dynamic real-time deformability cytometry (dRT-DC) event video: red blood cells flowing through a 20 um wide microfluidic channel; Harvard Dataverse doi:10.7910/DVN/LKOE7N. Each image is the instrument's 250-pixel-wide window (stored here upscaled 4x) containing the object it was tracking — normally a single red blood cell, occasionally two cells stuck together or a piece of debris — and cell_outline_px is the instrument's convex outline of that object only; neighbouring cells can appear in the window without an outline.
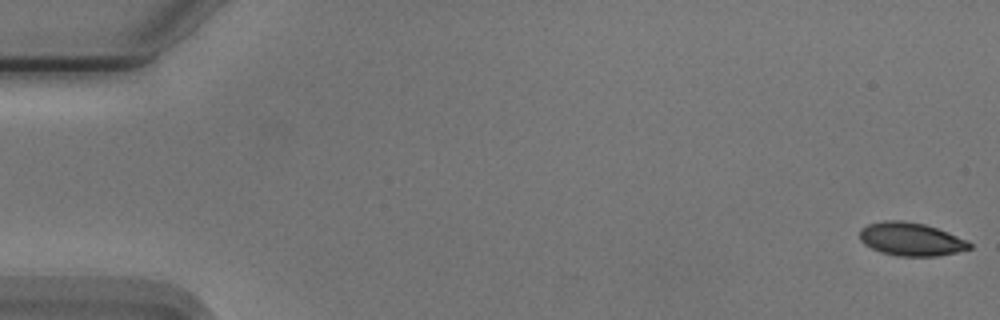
{"species": "Egyptian fruit bat (a non-hibernating species)", "species_latin": "Rousettus aegyptiacus", "temperature_condition": "cold", "stored_images_in_passage": 55, "camera_frame_rate_fps": 3000, "um_per_image_px": 0.085, "animal": {"sex": "male"}, "frame": {"image": 1, "passage_image": 1, "time_ms": 0.0, "image_size_px": [1000, 320], "cell_outline_px": [[972, 248], [956, 252], [936, 256], [896, 256], [880, 252], [864, 244], [860, 240], [860, 228], [868, 224], [884, 220], [904, 220], [924, 224], [948, 232], [968, 240], [972, 244]], "centroid_in_image_um": [77.43, 20.32], "position_along_channel_um": 7.6, "area_um2": 21.39}}
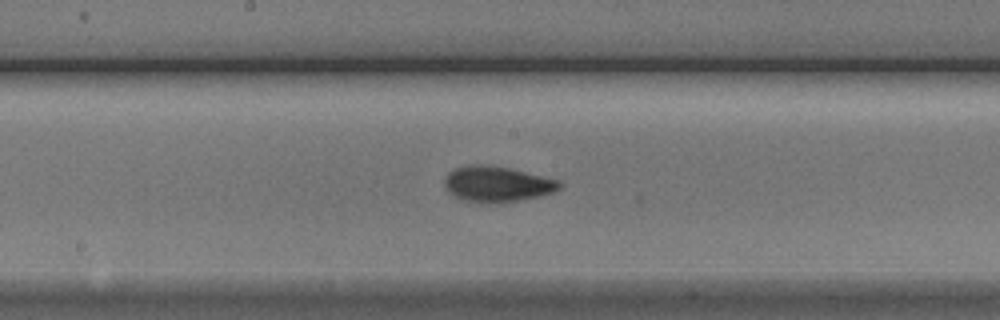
{"frame": {"image": 2, "passage_image": 29, "time_ms": 9.333, "image_size_px": [1000, 320], "cell_outline_px": [[560, 188], [552, 192], [540, 196], [516, 200], [488, 204], [480, 204], [460, 200], [448, 192], [444, 188], [444, 180], [448, 172], [456, 168], [468, 164], [488, 164], [508, 168], [560, 180]], "centroid_in_image_um": [42.17, 15.65], "position_along_channel_um": 206.0, "area_um2": 24.1}}
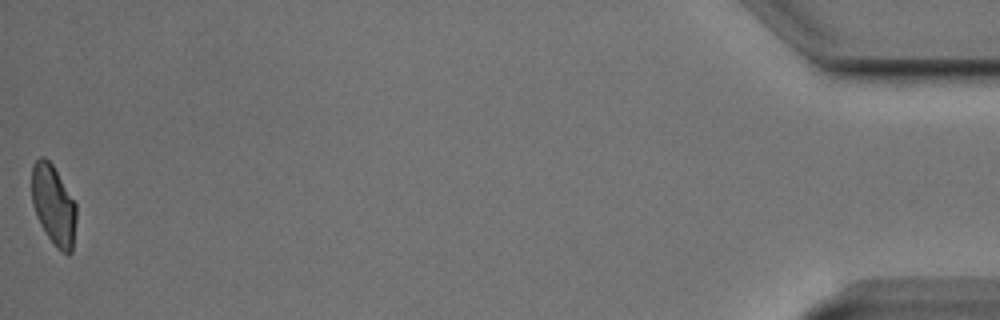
{"frame": {"image": 3, "passage_image": 55, "time_ms": 18.0, "image_size_px": [1000, 320], "cell_outline_px": [[76, 220], [72, 252], [68, 256], [60, 252], [56, 248], [40, 224], [36, 216], [32, 204], [32, 164], [40, 156], [44, 156], [52, 164], [76, 204]], "centroid_in_image_um": [4.55, 17.46], "position_along_channel_um": 430.7, "area_um2": 20.87}, "authors_computed_cell_mechanics": {"area_um2": 22.1952, "velocity_mm_per_s": 3.7407, "shape_relaxation_time_tau1_ms": 2.7267, "shape_relaxation_time_tau2_ms": 0.974, "deformation_change_tau1": 0.1254, "deformation_change_tau2": 0.046}}